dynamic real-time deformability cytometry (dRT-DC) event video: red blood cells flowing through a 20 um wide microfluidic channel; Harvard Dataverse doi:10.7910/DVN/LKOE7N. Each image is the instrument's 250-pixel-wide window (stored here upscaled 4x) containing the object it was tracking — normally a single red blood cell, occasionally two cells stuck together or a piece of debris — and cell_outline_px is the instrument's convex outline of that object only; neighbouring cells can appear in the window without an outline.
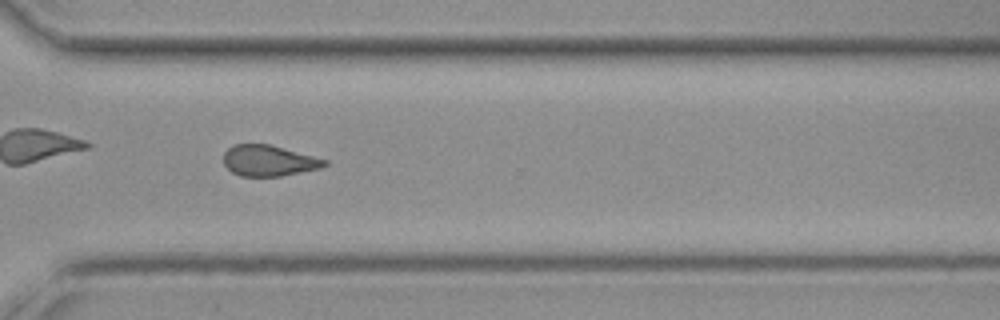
{"species": "common noctule bat (a hibernating species)", "species_latin": "Nyctalus noctula", "temperature_condition": "cold", "stored_images_in_passage": 46, "camera_frame_rate_fps": 3000, "um_per_image_px": 0.085, "animal": {"sex": "female", "body_mass_g": 19.3, "forearm_length_mm": 54.1}, "frame": {"image": 1, "passage_image": 33, "time_ms": 10.667, "image_size_px": [1000, 320], "cell_outline_px": [[328, 164], [320, 168], [280, 176], [240, 176], [232, 172], [224, 164], [224, 152], [232, 144], [268, 144], [328, 160]], "centroid_in_image_um": [22.82, 13.65], "position_along_channel_um": 347.8, "area_um2": 18.03}}